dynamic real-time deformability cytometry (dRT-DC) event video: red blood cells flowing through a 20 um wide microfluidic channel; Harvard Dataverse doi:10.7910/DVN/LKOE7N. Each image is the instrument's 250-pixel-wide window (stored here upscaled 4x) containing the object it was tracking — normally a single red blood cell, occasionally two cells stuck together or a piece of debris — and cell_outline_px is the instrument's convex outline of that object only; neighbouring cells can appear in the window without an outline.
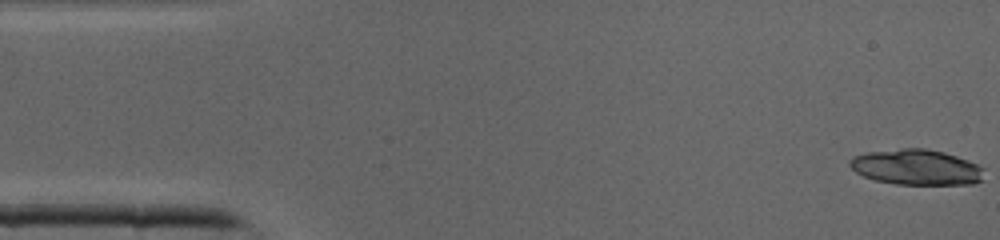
{"species": "common noctule bat (a hibernating species)", "species_latin": "Nyctalus noctula", "temperature_condition": "cold", "stored_images_in_passage": 41, "segment_of_instrument_passage": [1, 2], "camera_frame_rate_fps": 3000, "um_per_image_px": 0.085, "animal": {"sex": "male", "body_mass_g": 19.0, "forearm_length_mm": 50.8}, "frame": {"image": 1, "passage_image": 1, "time_ms": 0.0, "image_size_px": [1000, 240], "cell_outline_px": [[984, 180], [972, 184], [896, 184], [876, 180], [864, 176], [856, 172], [848, 164], [848, 160], [852, 156], [864, 152], [904, 148], [924, 148], [944, 152], [968, 160], [984, 168]], "centroid_in_image_um": [77.89, 14.2], "position_along_channel_um": 7.1, "area_um2": 27.98}}
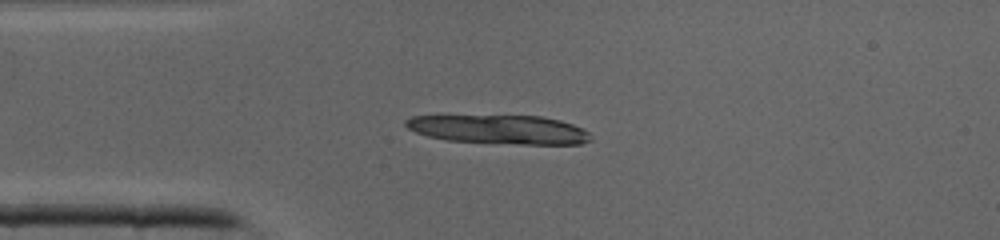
{"frame": {"image": 2, "passage_image": 10, "time_ms": 3.0, "image_size_px": [1000, 240], "cell_outline_px": [[592, 140], [580, 144], [520, 144], [448, 140], [428, 136], [416, 132], [408, 128], [404, 124], [404, 120], [412, 116], [540, 116], [560, 120], [572, 124], [588, 132]], "centroid_in_image_um": [42.44, 11.0], "position_along_channel_um": 42.6, "area_um2": 30.87}}